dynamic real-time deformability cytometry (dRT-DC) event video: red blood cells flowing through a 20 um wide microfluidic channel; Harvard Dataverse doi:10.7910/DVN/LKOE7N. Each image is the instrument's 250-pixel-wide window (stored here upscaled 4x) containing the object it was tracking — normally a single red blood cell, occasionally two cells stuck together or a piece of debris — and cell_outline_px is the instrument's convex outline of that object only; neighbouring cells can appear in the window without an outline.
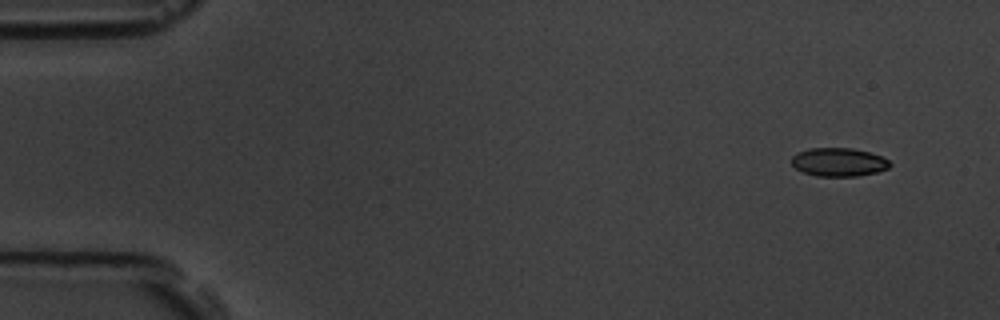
{"species": "common noctule bat (a hibernating species)", "species_latin": "Nyctalus noctula", "temperature_condition": "room temperature", "stored_images_in_passage": 6, "camera_frame_rate_fps": 3000, "um_per_image_px": 0.085, "animal": {"sex": "male", "body_mass_g": 19.5, "forearm_length_mm": 54.6}, "frame": {"image": 1, "passage_image": 2, "time_ms": 1.333, "image_size_px": [1000, 320], "cell_outline_px": [[892, 164], [888, 168], [876, 172], [856, 176], [816, 176], [804, 172], [796, 168], [792, 164], [792, 156], [796, 152], [808, 148], [852, 148], [868, 152], [880, 156], [888, 160]], "centroid_in_image_um": [71.26, 13.77], "position_along_channel_um": 13.7, "area_um2": 16.24}}
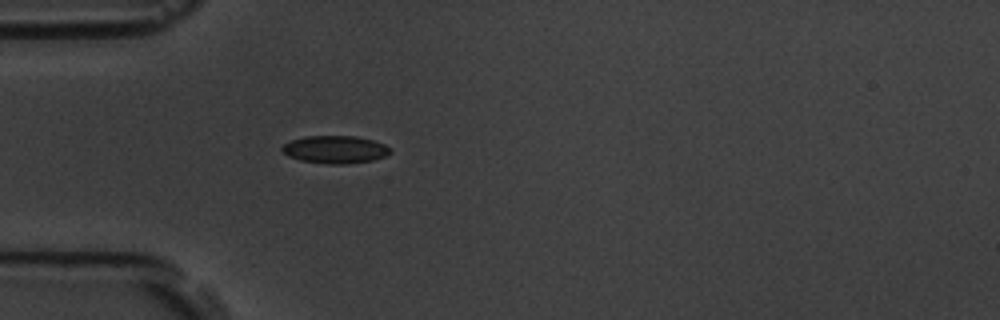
{"frame": {"image": 2, "passage_image": 6, "time_ms": 5.667, "image_size_px": [1000, 320], "cell_outline_px": [[392, 152], [384, 156], [372, 160], [344, 164], [328, 164], [300, 160], [288, 156], [280, 148], [284, 144], [292, 140], [304, 136], [356, 136], [372, 140], [384, 144], [392, 148]], "centroid_in_image_um": [28.49, 12.7], "position_along_channel_um": 56.5, "area_um2": 17.4}}